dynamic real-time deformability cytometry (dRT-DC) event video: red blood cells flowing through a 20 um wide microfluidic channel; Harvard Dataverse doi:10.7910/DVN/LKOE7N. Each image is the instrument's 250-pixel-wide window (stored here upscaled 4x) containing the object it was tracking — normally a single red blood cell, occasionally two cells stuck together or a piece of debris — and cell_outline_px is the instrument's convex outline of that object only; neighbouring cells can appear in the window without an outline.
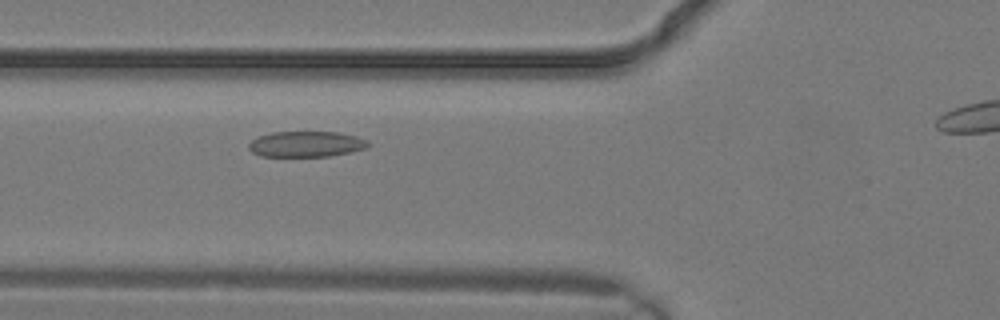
{"species": "common noctule bat (a hibernating species)", "species_latin": "Nyctalus noctula", "temperature_condition": "warm", "stored_images_in_passage": 4, "camera_frame_rate_fps": 3000, "um_per_image_px": 0.085, "animal": {"sex": "male", "body_mass_g": 19.2, "forearm_length_mm": 51.8}, "frame": {"image": 1, "passage_image": 3, "time_ms": 0.667, "image_size_px": [1000, 320], "cell_outline_px": [[372, 144], [368, 148], [328, 156], [260, 156], [252, 152], [248, 148], [248, 144], [252, 140], [260, 136], [272, 132], [336, 132], [356, 136], [368, 140]], "centroid_in_image_um": [26.05, 12.25], "position_along_channel_um": 99.8, "area_um2": 17.86}}